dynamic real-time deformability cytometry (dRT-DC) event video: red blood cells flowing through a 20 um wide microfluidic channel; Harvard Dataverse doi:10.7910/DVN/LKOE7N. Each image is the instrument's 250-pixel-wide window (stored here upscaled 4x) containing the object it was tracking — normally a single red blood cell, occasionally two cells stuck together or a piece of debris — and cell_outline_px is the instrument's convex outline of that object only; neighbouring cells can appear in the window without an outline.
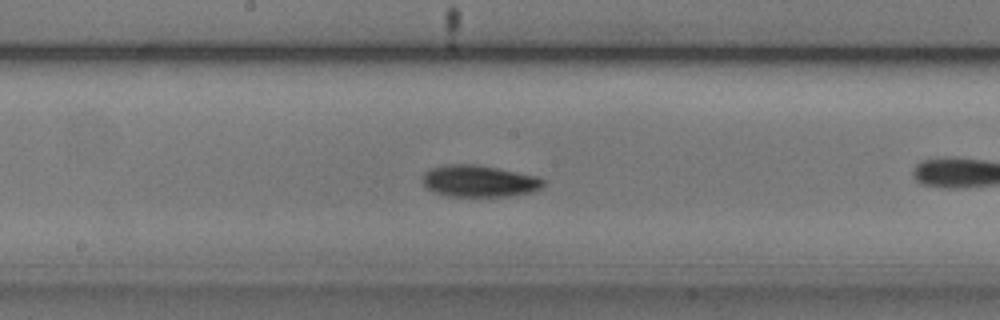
{"species": "common noctule bat (a hibernating species)", "species_latin": "Nyctalus noctula", "temperature_condition": "cold", "stored_images_in_passage": 39, "camera_frame_rate_fps": 3000, "um_per_image_px": 0.085, "animal": {"sex": "male", "body_mass_g": 20.5, "forearm_length_mm": 52.5}, "frame": {"image": 1, "passage_image": 12, "time_ms": 3.667, "image_size_px": [1000, 320], "cell_outline_px": [[544, 184], [540, 188], [532, 192], [508, 196], [448, 196], [432, 192], [420, 180], [424, 172], [428, 168], [444, 164], [476, 164], [536, 176], [544, 180]], "centroid_in_image_um": [40.65, 15.38], "position_along_channel_um": 207.6, "area_um2": 22.43}, "authors_computed_cell_mechanics": {"area_um2": 20.1144, "velocity_mm_per_s": 3.7056, "shape_relaxation_time_tau1_ms": 2.4906, "shape_relaxation_time_tau2_ms": null, "deformation_change_tau1": 0.0615, "deformation_change_tau2": null}}